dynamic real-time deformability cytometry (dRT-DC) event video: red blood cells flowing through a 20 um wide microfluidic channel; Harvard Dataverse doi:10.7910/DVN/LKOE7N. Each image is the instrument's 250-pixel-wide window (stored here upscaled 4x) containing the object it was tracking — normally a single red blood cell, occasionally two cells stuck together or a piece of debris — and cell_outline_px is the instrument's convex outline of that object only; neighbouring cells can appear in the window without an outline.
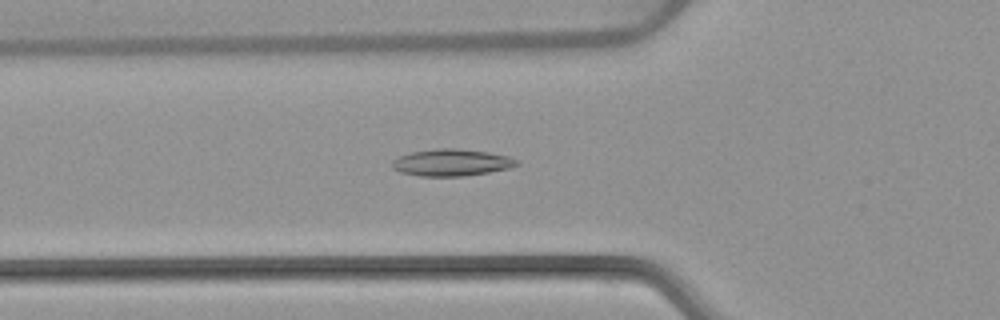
{"species": "common noctule bat (a hibernating species)", "species_latin": "Nyctalus noctula", "temperature_condition": "warm", "stored_images_in_passage": 53, "camera_frame_rate_fps": 3000, "um_per_image_px": 0.085, "animal": {"sex": "female", "body_mass_g": 22.7, "forearm_length_mm": 54.2}, "frame": {"image": 1, "passage_image": 19, "time_ms": 6.0, "image_size_px": [1000, 320], "cell_outline_px": [[520, 164], [508, 168], [488, 172], [464, 176], [420, 176], [400, 172], [392, 168], [392, 160], [400, 156], [412, 152], [440, 148], [456, 148], [488, 152], [508, 156], [520, 160]], "centroid_in_image_um": [38.39, 13.81], "position_along_channel_um": 87.4, "area_um2": 19.48}}
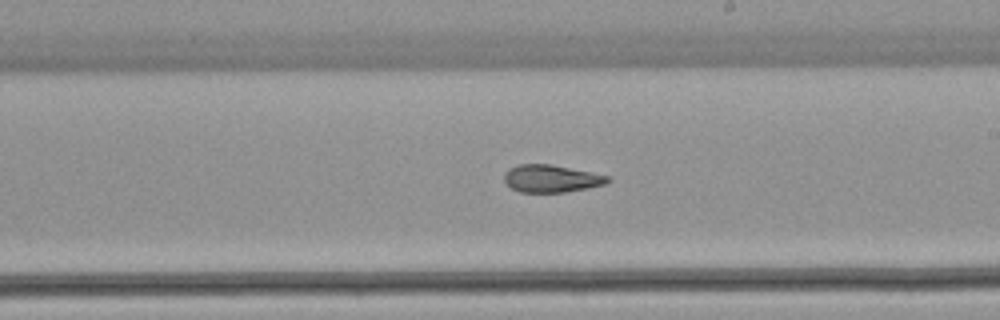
{"frame": {"image": 2, "passage_image": 31, "time_ms": 10.0, "image_size_px": [1000, 320], "cell_outline_px": [[612, 180], [604, 184], [588, 188], [564, 192], [520, 192], [512, 188], [504, 180], [504, 172], [508, 168], [520, 164], [552, 164], [608, 176]], "centroid_in_image_um": [46.83, 15.17], "position_along_channel_um": 242.2, "area_um2": 16.47}}
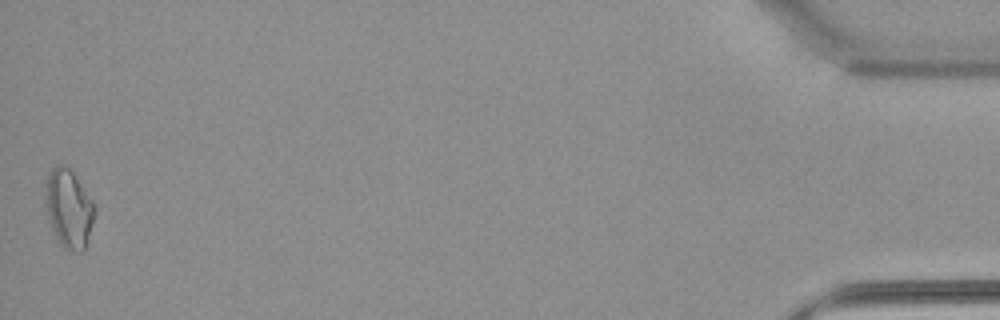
{"frame": {"image": 3, "passage_image": 53, "time_ms": 17.333, "image_size_px": [1000, 320], "cell_outline_px": [[96, 212], [84, 252], [68, 252], [56, 240], [48, 220], [44, 204], [44, 184], [52, 168], [56, 164], [64, 164], [72, 168], [96, 204]], "centroid_in_image_um": [5.84, 17.71], "position_along_channel_um": 429.4, "area_um2": 23.7}, "authors_computed_cell_mechanics": {"area_um2": 18.0914, "velocity_mm_per_s": 3.8648, "shape_relaxation_time_tau1_ms": 9.2449, "shape_relaxation_time_tau2_ms": 2.8371, "deformation_change_tau1": 0.2261, "deformation_change_tau2": 0.0923}}